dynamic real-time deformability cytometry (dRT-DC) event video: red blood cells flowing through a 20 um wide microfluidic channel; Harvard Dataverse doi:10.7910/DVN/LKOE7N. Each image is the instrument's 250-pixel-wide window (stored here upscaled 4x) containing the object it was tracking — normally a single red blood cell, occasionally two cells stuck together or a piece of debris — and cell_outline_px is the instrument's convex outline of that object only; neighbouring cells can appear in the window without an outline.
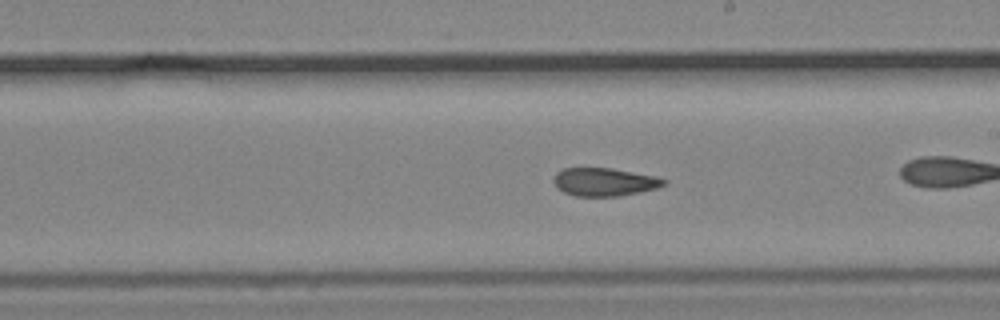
{"species": "common noctule bat (a hibernating species)", "species_latin": "Nyctalus noctula", "temperature_condition": "cold", "stored_images_in_passage": 28, "camera_frame_rate_fps": 3000, "um_per_image_px": 0.085, "animal": {"sex": "male", "body_mass_g": 19.2, "forearm_length_mm": 51.8}, "frame": {"image": 1, "passage_image": 16, "time_ms": 5.0, "image_size_px": [1000, 320], "cell_outline_px": [[668, 180], [664, 184], [656, 188], [640, 192], [620, 196], [576, 196], [564, 192], [556, 188], [552, 180], [556, 172], [564, 168], [612, 168], [656, 176]], "centroid_in_image_um": [51.35, 15.46], "position_along_channel_um": 237.7, "area_um2": 18.15}}